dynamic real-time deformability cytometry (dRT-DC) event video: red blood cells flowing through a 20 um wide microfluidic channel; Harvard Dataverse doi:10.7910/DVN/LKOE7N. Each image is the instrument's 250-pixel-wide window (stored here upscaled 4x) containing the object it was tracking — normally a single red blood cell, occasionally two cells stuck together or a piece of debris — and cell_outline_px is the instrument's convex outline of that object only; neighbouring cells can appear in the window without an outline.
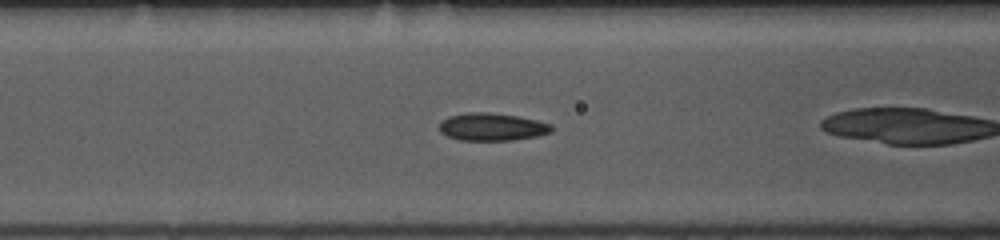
{"species": "common noctule bat (a hibernating species)", "species_latin": "Nyctalus noctula", "temperature_condition": "room temperature", "stored_images_in_passage": 27, "camera_frame_rate_fps": 3000, "um_per_image_px": 0.085, "animal": {"sex": "female", "body_mass_g": 10.0, "forearm_length_mm": 53.1}, "frame": {"image": 1, "passage_image": 6, "time_ms": 1.667, "image_size_px": [1000, 240], "cell_outline_px": [[552, 132], [536, 136], [512, 140], [460, 140], [448, 136], [440, 132], [440, 124], [448, 116], [468, 112], [488, 112], [516, 116], [536, 120], [552, 124]], "centroid_in_image_um": [41.83, 10.78], "position_along_channel_um": 124.8, "area_um2": 17.92}}
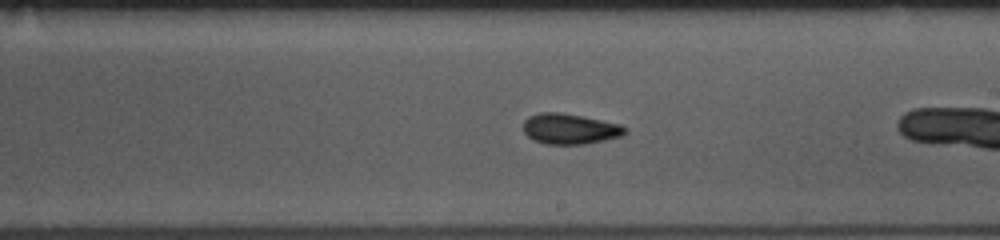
{"frame": {"image": 2, "passage_image": 15, "time_ms": 4.667, "image_size_px": [1000, 240], "cell_outline_px": [[628, 132], [624, 136], [588, 144], [544, 144], [532, 140], [524, 132], [524, 120], [528, 116], [540, 112], [560, 112], [620, 124], [628, 128]], "centroid_in_image_um": [48.46, 10.96], "position_along_channel_um": 240.5, "area_um2": 18.32}}
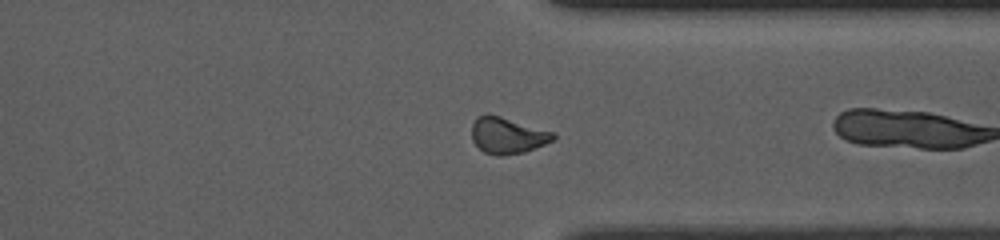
{"frame": {"image": 3, "passage_image": 25, "time_ms": 8.0, "image_size_px": [1000, 240], "cell_outline_px": [[556, 136], [552, 140], [544, 144], [524, 152], [500, 156], [496, 156], [484, 152], [472, 140], [472, 124], [476, 116], [488, 112], [556, 132]], "centroid_in_image_um": [43.12, 11.48], "position_along_channel_um": 368.3, "area_um2": 17.51}}